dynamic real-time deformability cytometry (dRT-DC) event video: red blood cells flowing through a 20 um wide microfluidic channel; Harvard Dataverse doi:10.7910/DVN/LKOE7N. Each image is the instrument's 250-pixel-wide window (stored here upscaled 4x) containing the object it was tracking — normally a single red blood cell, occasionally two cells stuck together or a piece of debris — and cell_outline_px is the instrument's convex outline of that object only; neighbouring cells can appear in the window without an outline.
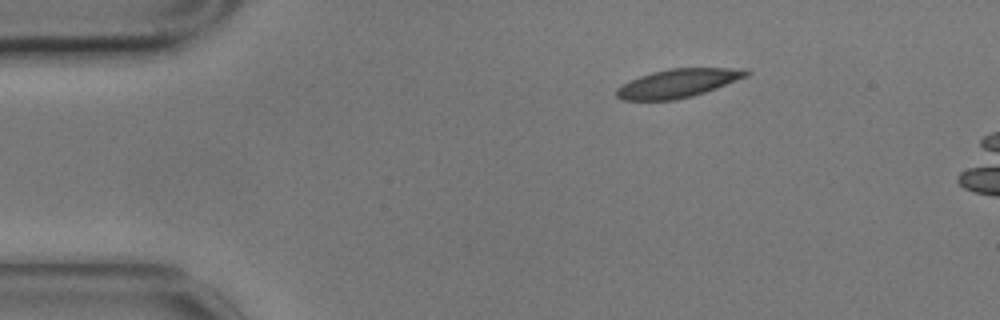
{"species": "common noctule bat (a hibernating species)", "species_latin": "Nyctalus noctula", "temperature_condition": "cold", "stored_images_in_passage": 6, "camera_frame_rate_fps": 3000, "um_per_image_px": 0.085, "animal": {"sex": "male", "body_mass_g": 17.9}, "frame": {"image": 1, "passage_image": 1, "time_ms": 0.0, "image_size_px": [1000, 320], "cell_outline_px": [[752, 72], [748, 76], [716, 88], [692, 96], [676, 100], [620, 100], [616, 96], [616, 88], [640, 76], [652, 72], [668, 68], [732, 68]], "centroid_in_image_um": [57.6, 7.08], "position_along_channel_um": 27.4, "area_um2": 21.39}}